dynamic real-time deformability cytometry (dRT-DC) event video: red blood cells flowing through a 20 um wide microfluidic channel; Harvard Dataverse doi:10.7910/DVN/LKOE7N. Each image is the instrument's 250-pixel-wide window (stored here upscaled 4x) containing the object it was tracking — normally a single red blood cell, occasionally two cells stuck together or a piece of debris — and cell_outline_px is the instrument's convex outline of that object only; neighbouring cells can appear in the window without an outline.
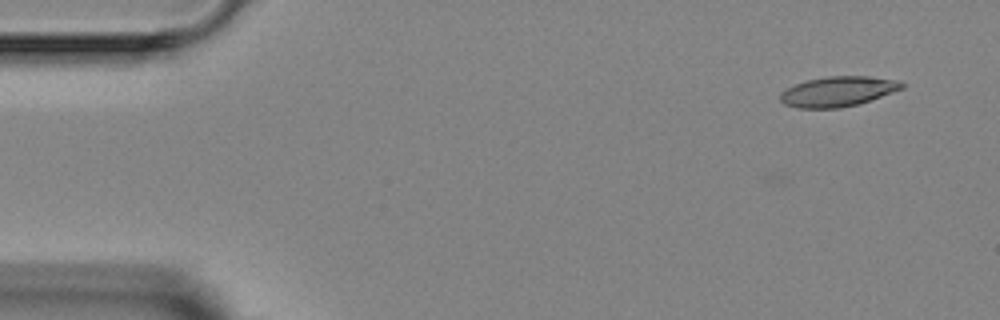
{"species": "Egyptian fruit bat (a non-hibernating species)", "species_latin": "Rousettus aegyptiacus", "temperature_condition": "room temperature", "stored_images_in_passage": 4, "camera_frame_rate_fps": 3000, "um_per_image_px": 0.085, "animal": {"sex": "female"}, "frame": {"image": 1, "passage_image": 1, "time_ms": 0.0, "image_size_px": [1000, 320], "cell_outline_px": [[908, 84], [904, 88], [856, 104], [840, 108], [796, 108], [784, 104], [780, 100], [780, 92], [796, 84], [808, 80], [828, 76], [868, 76], [900, 80]], "centroid_in_image_um": [71.24, 7.77], "position_along_channel_um": 13.8, "area_um2": 21.21}}
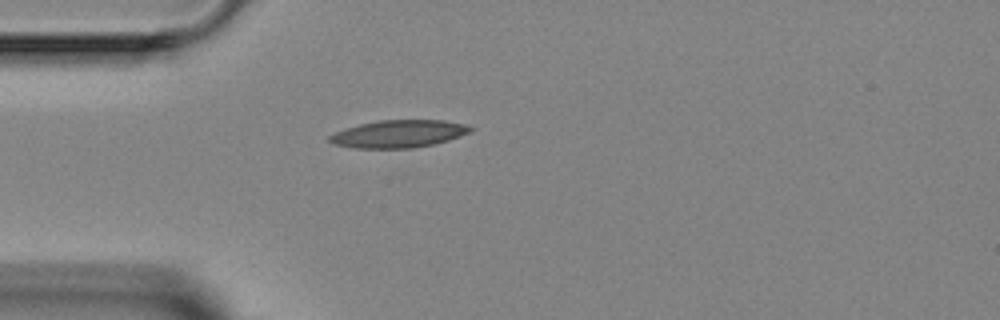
{"frame": {"image": 2, "passage_image": 4, "time_ms": 3.333, "image_size_px": [1000, 320], "cell_outline_px": [[476, 128], [472, 132], [448, 140], [432, 144], [412, 148], [352, 148], [332, 144], [328, 140], [328, 136], [344, 128], [360, 124], [380, 120], [444, 120], [464, 124]], "centroid_in_image_um": [33.88, 11.37], "position_along_channel_um": 51.1, "area_um2": 22.72}}